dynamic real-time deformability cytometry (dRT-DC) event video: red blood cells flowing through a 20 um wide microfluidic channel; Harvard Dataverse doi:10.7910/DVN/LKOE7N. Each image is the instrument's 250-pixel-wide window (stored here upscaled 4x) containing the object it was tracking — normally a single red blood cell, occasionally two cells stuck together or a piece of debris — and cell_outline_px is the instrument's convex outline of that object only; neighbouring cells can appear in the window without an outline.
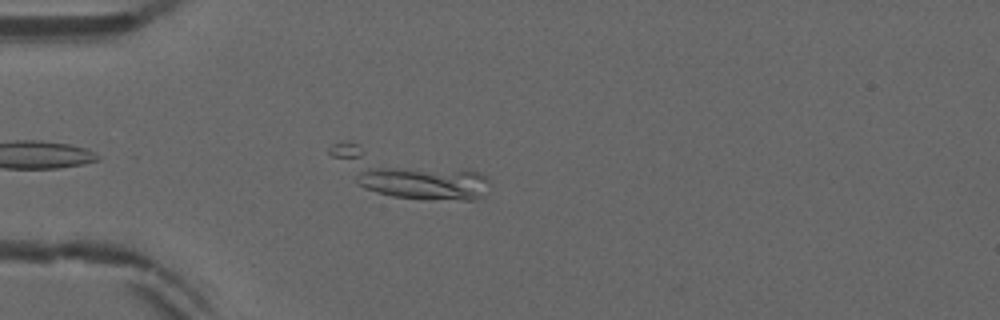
{"species": "common noctule bat (a hibernating species)", "species_latin": "Nyctalus noctula", "temperature_condition": "warm", "stored_images_in_passage": 11, "camera_frame_rate_fps": 3000, "um_per_image_px": 0.085, "animal": {"sex": "male", "forearm_length_mm": 52.5}, "frame": {"image": 1, "passage_image": 2, "time_ms": 0.333, "image_size_px": [1000, 320], "cell_outline_px": [[488, 180], [484, 196], [476, 200], [428, 200], [392, 196], [376, 192], [364, 188], [356, 184], [328, 152], [328, 148], [332, 144], [344, 140], [348, 140], [468, 168], [480, 172], [488, 176]], "centroid_in_image_um": [34.6, 14.77], "position_along_channel_um": 50.4, "area_um2": 42.48}}